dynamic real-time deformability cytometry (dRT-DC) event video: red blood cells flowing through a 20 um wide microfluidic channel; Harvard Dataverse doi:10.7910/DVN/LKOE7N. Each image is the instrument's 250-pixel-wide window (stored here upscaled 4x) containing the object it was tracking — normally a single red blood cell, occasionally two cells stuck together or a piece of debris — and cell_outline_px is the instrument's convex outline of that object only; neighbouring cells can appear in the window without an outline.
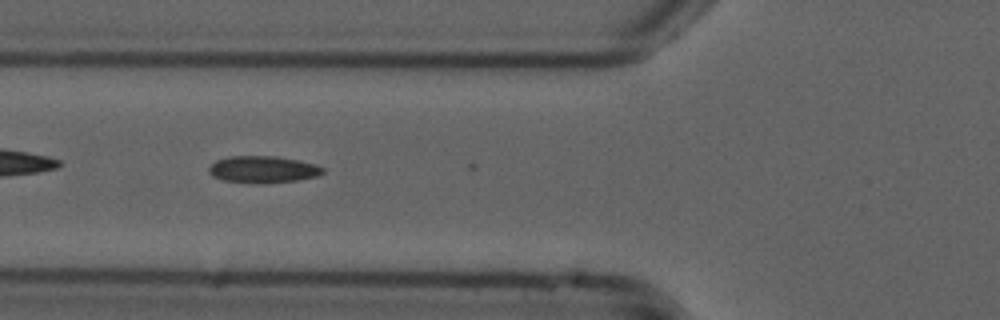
{"species": "common noctule bat (a hibernating species)", "species_latin": "Nyctalus noctula", "temperature_condition": "cold", "stored_images_in_passage": 4, "camera_frame_rate_fps": 3000, "um_per_image_px": 0.085, "animal": {"sex": "male", "forearm_length_mm": 52.5}, "frame": {"image": 1, "passage_image": 3, "time_ms": 0.667, "image_size_px": [1000, 320], "cell_outline_px": [[324, 172], [320, 176], [296, 180], [264, 184], [256, 184], [224, 180], [212, 176], [208, 172], [208, 168], [216, 160], [232, 156], [276, 156], [316, 164], [324, 168]], "centroid_in_image_um": [22.36, 14.41], "position_along_channel_um": 103.4, "area_um2": 17.98}}